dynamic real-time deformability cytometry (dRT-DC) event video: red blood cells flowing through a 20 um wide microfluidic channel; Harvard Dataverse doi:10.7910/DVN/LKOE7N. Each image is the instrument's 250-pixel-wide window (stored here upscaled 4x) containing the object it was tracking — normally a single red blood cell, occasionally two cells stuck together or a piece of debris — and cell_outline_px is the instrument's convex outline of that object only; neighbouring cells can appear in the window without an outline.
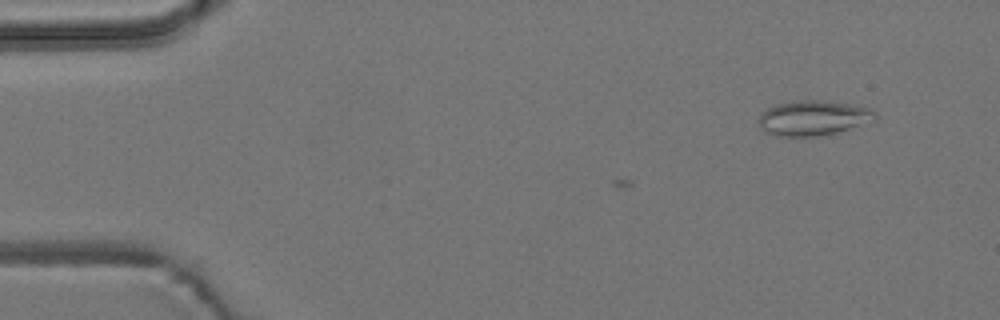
{"species": "common noctule bat (a hibernating species)", "species_latin": "Nyctalus noctula", "temperature_condition": "room temperature", "stored_images_in_passage": 3, "camera_frame_rate_fps": 3000, "um_per_image_px": 0.085, "animal": {"sex": "male", "body_mass_g": 19.2, "forearm_length_mm": 51.8}, "frame": {"image": 1, "passage_image": 3, "time_ms": 2.333, "image_size_px": [1000, 320], "cell_outline_px": [[876, 120], [836, 132], [816, 136], [772, 136], [764, 132], [760, 128], [760, 112], [776, 104], [800, 100], [816, 100], [848, 104], [872, 108], [876, 112]], "centroid_in_image_um": [69.1, 10.03], "position_along_channel_um": 15.9, "area_um2": 23.64}}